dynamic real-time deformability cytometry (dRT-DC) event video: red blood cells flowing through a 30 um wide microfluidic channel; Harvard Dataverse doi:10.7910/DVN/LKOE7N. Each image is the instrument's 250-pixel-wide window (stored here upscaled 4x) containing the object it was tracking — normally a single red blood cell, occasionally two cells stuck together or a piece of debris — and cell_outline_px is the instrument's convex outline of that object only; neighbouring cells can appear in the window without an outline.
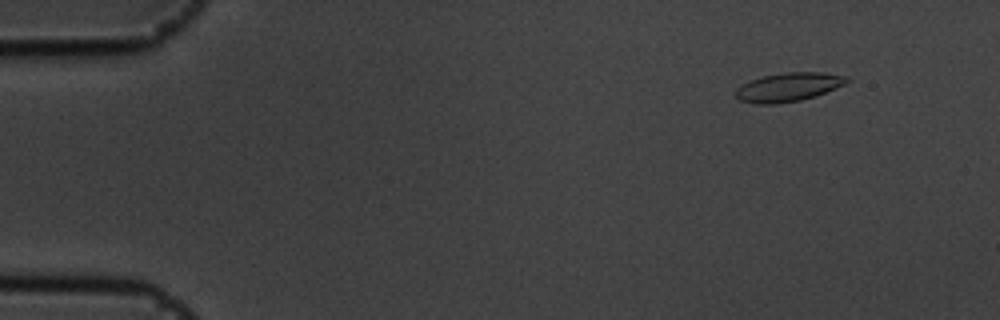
{"species": "common noctule bat (a hibernating species)", "species_latin": "Nyctalus noctula", "temperature_condition": "cold", "stored_images_in_passage": 50, "camera_frame_rate_fps": 3000, "um_per_image_px": 0.085, "animal": {"sex": "male", "body_mass_g": 19.5, "forearm_length_mm": 54.6}, "frame": {"image": 1, "passage_image": 1, "time_ms": 0.0, "image_size_px": [1000, 320], "cell_outline_px": [[852, 80], [844, 84], [816, 96], [800, 100], [776, 104], [756, 104], [740, 100], [736, 96], [736, 88], [752, 80], [764, 76], [788, 72], [824, 72], [848, 76]], "centroid_in_image_um": [67.06, 7.4], "position_along_channel_um": 17.9, "area_um2": 18.5}}
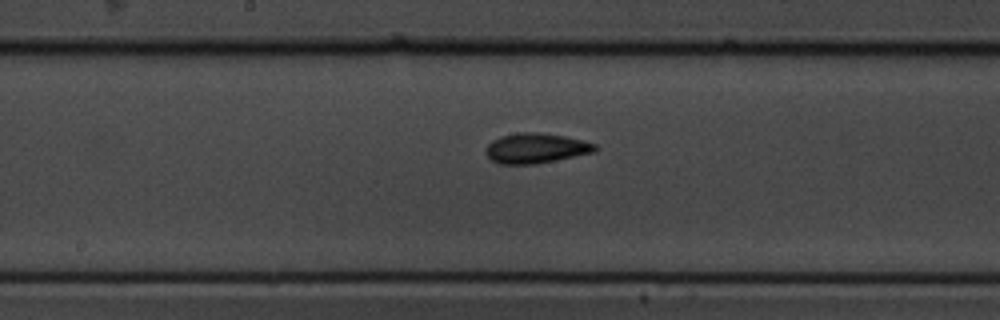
{"frame": {"image": 2, "passage_image": 25, "time_ms": 8.0, "image_size_px": [1000, 320], "cell_outline_px": [[596, 152], [536, 164], [500, 164], [492, 160], [484, 152], [488, 144], [492, 140], [500, 136], [516, 132], [536, 132], [564, 136], [596, 144]], "centroid_in_image_um": [45.52, 12.6], "position_along_channel_um": 202.7, "area_um2": 19.13}}
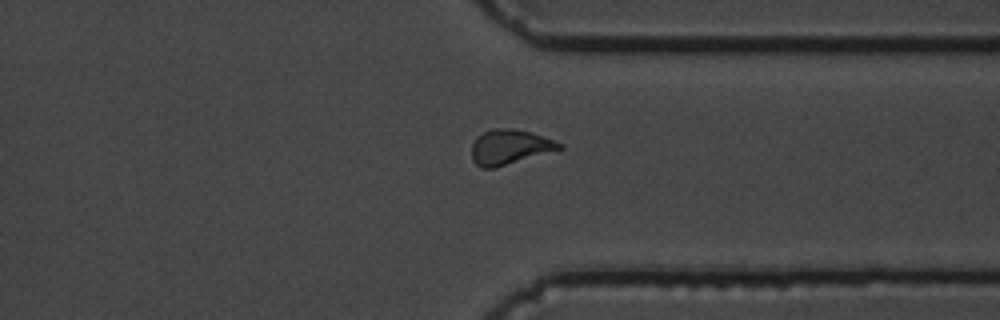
{"frame": {"image": 3, "passage_image": 39, "time_ms": 12.667, "image_size_px": [1000, 320], "cell_outline_px": [[564, 148], [496, 168], [480, 168], [472, 160], [472, 144], [476, 136], [492, 128], [512, 128], [532, 132], [564, 144]], "centroid_in_image_um": [43.32, 12.49], "position_along_channel_um": 368.1, "area_um2": 18.03}}